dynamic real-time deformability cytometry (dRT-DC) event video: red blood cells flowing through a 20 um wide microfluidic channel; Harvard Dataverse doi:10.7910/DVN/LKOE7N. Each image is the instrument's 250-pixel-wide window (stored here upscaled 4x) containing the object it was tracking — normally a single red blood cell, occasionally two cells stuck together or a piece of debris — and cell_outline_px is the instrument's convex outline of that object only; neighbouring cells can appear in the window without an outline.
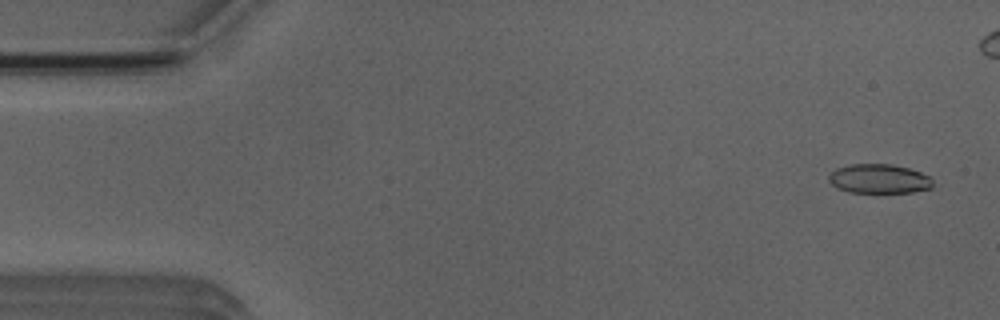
{"species": "Egyptian fruit bat (a non-hibernating species)", "species_latin": "Rousettus aegyptiacus", "temperature_condition": "room temperature", "stored_images_in_passage": 14, "camera_frame_rate_fps": 3000, "um_per_image_px": 0.085, "animal": {"sex": "male"}, "frame": {"image": 1, "passage_image": 1, "time_ms": 0.0, "image_size_px": [1000, 320], "cell_outline_px": [[932, 188], [912, 192], [848, 192], [836, 188], [828, 180], [828, 176], [836, 168], [848, 164], [892, 164], [908, 168], [932, 176]], "centroid_in_image_um": [74.72, 15.19], "position_along_channel_um": 10.3, "area_um2": 17.86}}